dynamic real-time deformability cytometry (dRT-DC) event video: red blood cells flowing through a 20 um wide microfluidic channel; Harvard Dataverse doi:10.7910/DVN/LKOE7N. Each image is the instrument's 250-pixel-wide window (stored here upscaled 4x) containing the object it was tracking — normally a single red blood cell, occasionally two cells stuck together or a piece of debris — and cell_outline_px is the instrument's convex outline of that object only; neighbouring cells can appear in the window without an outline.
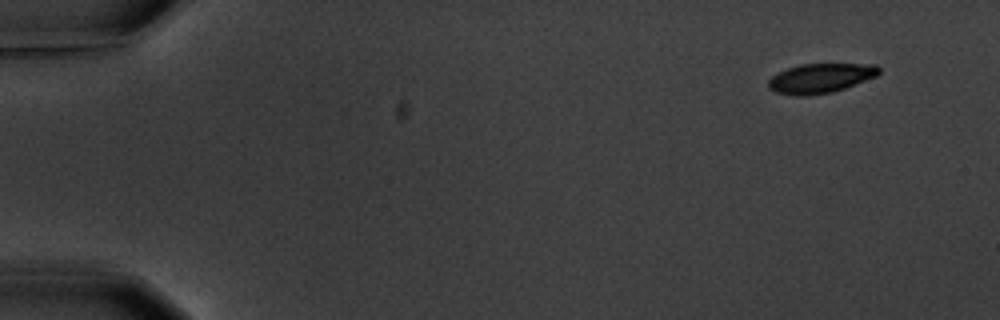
{"species": "common noctule bat (a hibernating species)", "species_latin": "Nyctalus noctula", "temperature_condition": "warm", "stored_images_in_passage": 4, "camera_frame_rate_fps": 3000, "um_per_image_px": 0.085, "animal": {"sex": "male", "body_mass_g": 20.1, "forearm_length_mm": 53.5}, "frame": {"image": 1, "passage_image": 1, "time_ms": 0.0, "image_size_px": [1000, 320], "cell_outline_px": [[880, 72], [876, 76], [844, 88], [832, 92], [808, 96], [792, 96], [776, 92], [768, 88], [768, 80], [772, 76], [788, 68], [800, 64], [876, 64], [880, 68]], "centroid_in_image_um": [69.72, 6.65], "position_along_channel_um": 15.3, "area_um2": 19.02}}
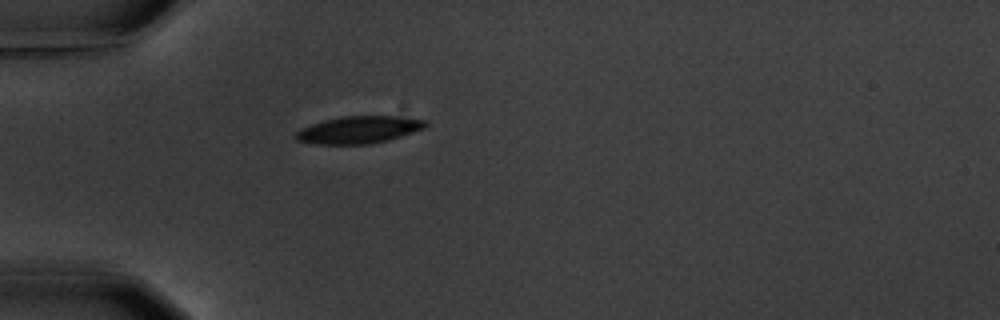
{"frame": {"image": 2, "passage_image": 4, "time_ms": 4.333, "image_size_px": [1000, 320], "cell_outline_px": [[428, 124], [424, 128], [388, 140], [368, 144], [316, 144], [296, 140], [292, 136], [300, 128], [324, 120], [340, 116], [392, 116], [428, 120]], "centroid_in_image_um": [30.46, 11.03], "position_along_channel_um": 54.5, "area_um2": 20.58}}